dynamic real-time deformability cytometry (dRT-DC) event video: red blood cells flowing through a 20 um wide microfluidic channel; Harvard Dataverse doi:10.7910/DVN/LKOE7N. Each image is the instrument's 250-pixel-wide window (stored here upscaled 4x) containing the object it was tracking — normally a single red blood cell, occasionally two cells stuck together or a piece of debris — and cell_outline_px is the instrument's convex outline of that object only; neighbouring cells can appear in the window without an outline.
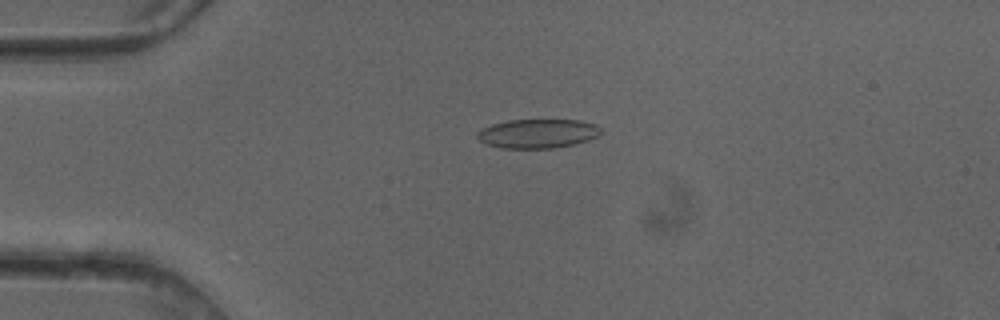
{"species": "common noctule bat (a hibernating species)", "species_latin": "Nyctalus noctula", "temperature_condition": "cold", "stored_images_in_passage": 50, "camera_frame_rate_fps": 3000, "um_per_image_px": 0.085, "animal": {"sex": "female"}, "frame": {"image": 1, "passage_image": 12, "time_ms": 3.667, "image_size_px": [1000, 320], "cell_outline_px": [[604, 132], [588, 140], [576, 144], [552, 148], [500, 148], [488, 144], [480, 140], [476, 136], [476, 132], [492, 124], [508, 120], [580, 120], [596, 124]], "centroid_in_image_um": [45.73, 11.35], "position_along_channel_um": 39.3, "area_um2": 20.98}}
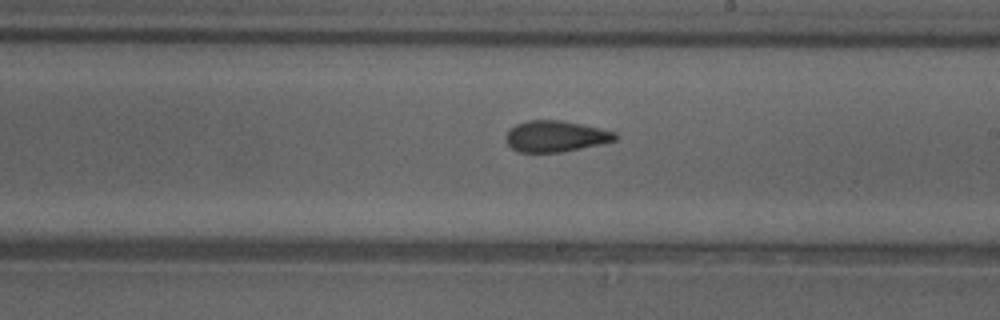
{"frame": {"image": 2, "passage_image": 29, "time_ms": 9.333, "image_size_px": [1000, 320], "cell_outline_px": [[620, 136], [616, 140], [600, 144], [560, 152], [520, 152], [512, 148], [504, 140], [504, 136], [516, 124], [528, 120], [560, 120], [600, 128], [616, 132]], "centroid_in_image_um": [47.23, 11.58], "position_along_channel_um": 241.8, "area_um2": 19.77}}
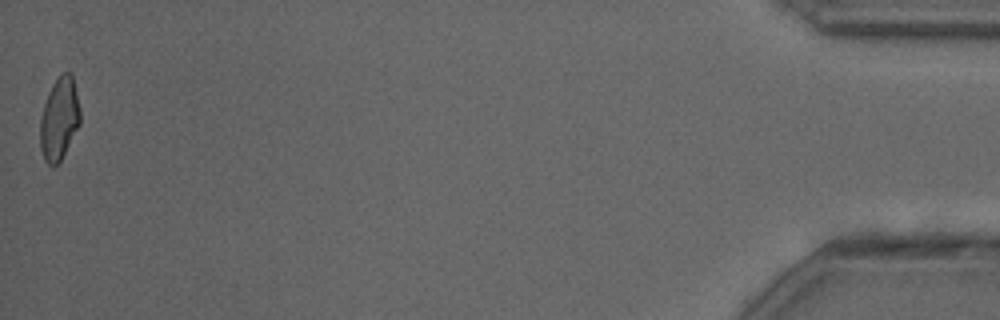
{"frame": {"image": 3, "passage_image": 50, "time_ms": 16.333, "image_size_px": [1000, 320], "cell_outline_px": [[80, 124], [60, 160], [56, 164], [48, 164], [44, 160], [40, 148], [40, 116], [48, 92], [52, 84], [60, 72], [72, 72], [80, 108]], "centroid_in_image_um": [5.03, 10.04], "position_along_channel_um": 430.2, "area_um2": 19.31}, "authors_computed_cell_mechanics": {"area_um2": 20.5768, "velocity_mm_per_s": 4.112, "shape_relaxation_time_tau1_ms": 5.9087, "shape_relaxation_time_tau2_ms": 1.7813, "deformation_change_tau1": 0.1415, "deformation_change_tau2": 0.0784}}